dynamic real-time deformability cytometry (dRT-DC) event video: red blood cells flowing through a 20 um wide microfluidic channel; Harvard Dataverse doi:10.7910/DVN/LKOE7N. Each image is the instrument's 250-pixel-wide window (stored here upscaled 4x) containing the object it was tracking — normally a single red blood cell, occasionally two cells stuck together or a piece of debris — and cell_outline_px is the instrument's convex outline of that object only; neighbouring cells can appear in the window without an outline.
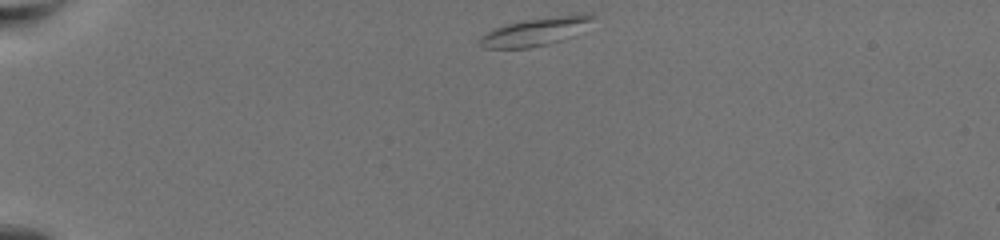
{"species": "common noctule bat (a hibernating species)", "species_latin": "Nyctalus noctula", "temperature_condition": "warm", "stored_images_in_passage": 49, "camera_frame_rate_fps": 3000, "um_per_image_px": 0.085, "animal": {"sex": "female", "body_mass_g": 19.5, "forearm_length_mm": 54.1}, "frame": {"image": 1, "passage_image": 1, "time_ms": 0.0, "image_size_px": [1000, 240], "cell_outline_px": [[596, 16], [592, 20], [560, 40], [548, 44], [528, 48], [484, 48], [476, 44], [476, 40], [480, 36], [496, 28], [508, 24], [524, 20], [580, 12], [588, 12]], "centroid_in_image_um": [45.42, 2.67], "position_along_channel_um": 39.6, "area_um2": 18.09}}
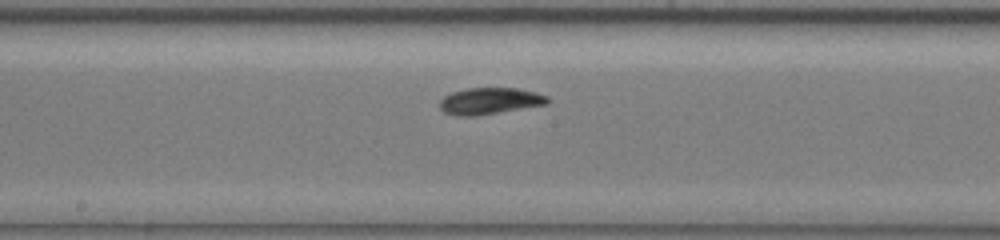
{"frame": {"image": 2, "passage_image": 22, "time_ms": 7.0, "image_size_px": [1000, 240], "cell_outline_px": [[552, 100], [548, 104], [472, 116], [456, 116], [444, 112], [440, 108], [440, 100], [444, 96], [452, 92], [468, 88], [516, 88], [536, 92], [548, 96]], "centroid_in_image_um": [41.65, 8.57], "position_along_channel_um": 206.6, "area_um2": 16.65}}
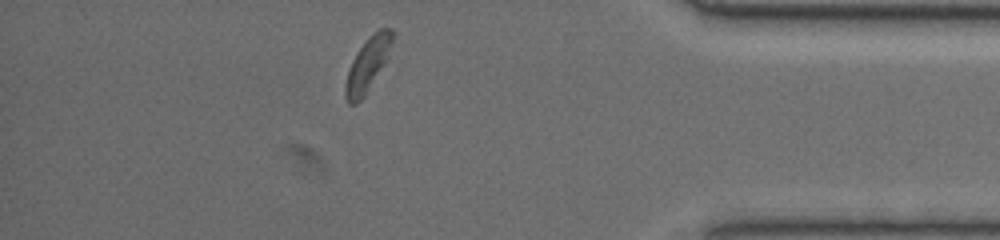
{"frame": {"image": 3, "passage_image": 42, "time_ms": 13.667, "image_size_px": [1000, 240], "cell_outline_px": [[396, 32], [384, 64], [364, 96], [356, 104], [348, 104], [344, 96], [344, 84], [352, 60], [368, 36], [380, 28], [392, 28]], "centroid_in_image_um": [31.25, 5.46], "position_along_channel_um": 404.0, "area_um2": 14.62}, "authors_computed_cell_mechanics": {"area_um2": 16.3574, "velocity_mm_per_s": 3.3416, "shape_relaxation_time_tau1_ms": 2.4893, "shape_relaxation_time_tau2_ms": 2.6712, "deformation_change_tau1": 0.1311, "deformation_change_tau2": 0.0732}}